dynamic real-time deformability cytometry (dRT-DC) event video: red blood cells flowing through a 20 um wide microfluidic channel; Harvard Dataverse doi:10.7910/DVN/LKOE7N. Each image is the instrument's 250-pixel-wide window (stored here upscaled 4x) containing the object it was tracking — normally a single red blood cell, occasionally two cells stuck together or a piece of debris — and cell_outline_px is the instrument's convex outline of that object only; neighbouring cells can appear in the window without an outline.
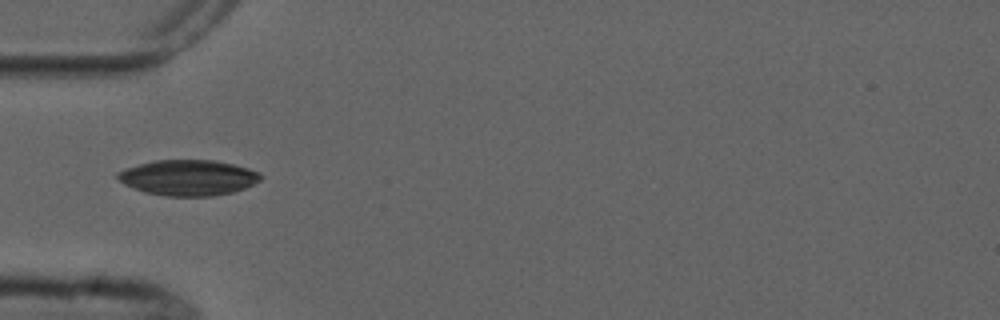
{"species": "common noctule bat (a hibernating species)", "species_latin": "Nyctalus noctula", "temperature_condition": "cold", "stored_images_in_passage": 4, "camera_frame_rate_fps": 3000, "um_per_image_px": 0.085, "animal": {"sex": "male", "forearm_length_mm": 52.5}, "frame": {"image": 1, "passage_image": 4, "time_ms": 3.333, "image_size_px": [1000, 320], "cell_outline_px": [[264, 176], [260, 180], [244, 188], [232, 192], [212, 196], [168, 196], [144, 192], [132, 188], [124, 184], [116, 176], [116, 172], [124, 168], [156, 160], [216, 160], [248, 168], [260, 172]], "centroid_in_image_um": [15.99, 15.1], "position_along_channel_um": 69.0, "area_um2": 29.71}}